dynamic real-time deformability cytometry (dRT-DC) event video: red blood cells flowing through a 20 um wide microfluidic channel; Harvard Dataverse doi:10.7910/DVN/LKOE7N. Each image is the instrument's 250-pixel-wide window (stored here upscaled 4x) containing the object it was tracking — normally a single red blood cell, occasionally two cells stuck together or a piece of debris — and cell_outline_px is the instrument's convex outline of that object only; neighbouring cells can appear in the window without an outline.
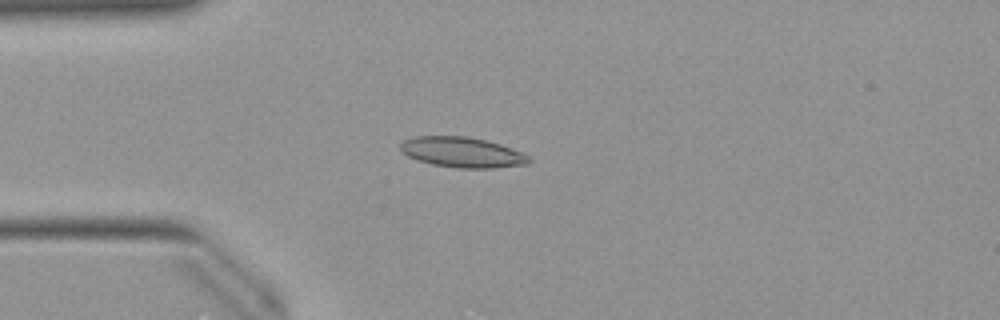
{"species": "Egyptian fruit bat (a non-hibernating species)", "species_latin": "Rousettus aegyptiacus", "temperature_condition": "warm", "stored_images_in_passage": 51, "camera_frame_rate_fps": 3000, "um_per_image_px": 0.085, "animal": {"sex": "female"}, "frame": {"image": 1, "passage_image": 13, "time_ms": 4.0, "image_size_px": [1000, 320], "cell_outline_px": [[532, 160], [528, 164], [492, 168], [456, 168], [432, 164], [416, 160], [408, 156], [400, 148], [400, 144], [404, 140], [416, 136], [464, 136], [484, 140], [500, 144], [520, 152], [528, 156]], "centroid_in_image_um": [39.27, 12.95], "position_along_channel_um": 45.7, "area_um2": 22.54}}
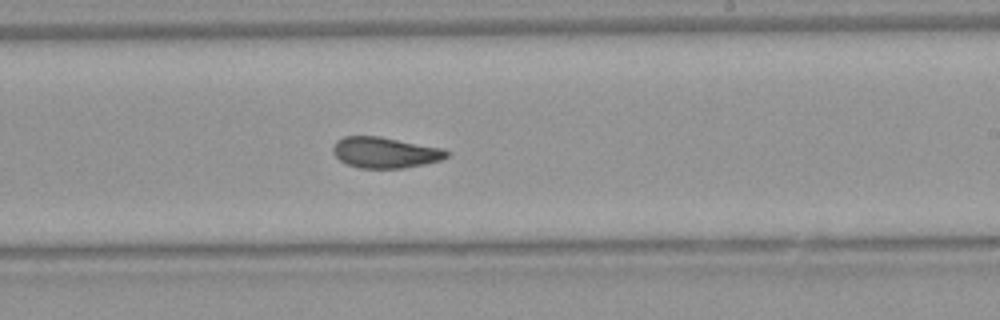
{"frame": {"image": 2, "passage_image": 30, "time_ms": 9.667, "image_size_px": [1000, 320], "cell_outline_px": [[448, 156], [440, 160], [424, 164], [404, 168], [360, 168], [348, 164], [340, 160], [332, 152], [332, 148], [336, 140], [344, 136], [380, 136], [444, 148], [448, 152]], "centroid_in_image_um": [32.72, 12.95], "position_along_channel_um": 256.3, "area_um2": 20.52}}
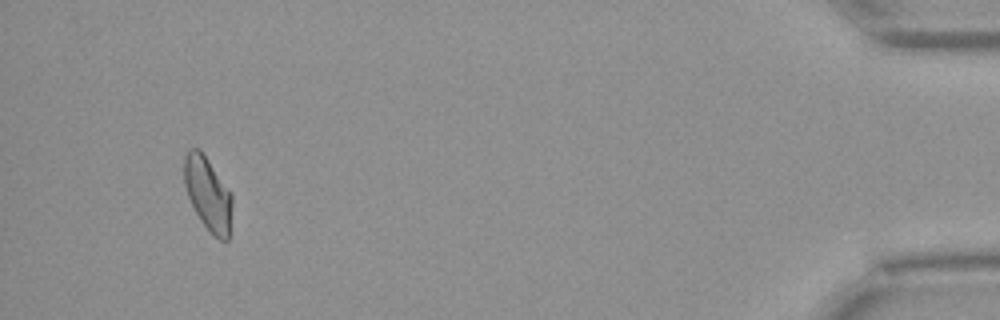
{"frame": {"image": 3, "passage_image": 48, "time_ms": 15.667, "image_size_px": [1000, 320], "cell_outline_px": [[232, 204], [228, 240], [220, 240], [200, 220], [188, 196], [184, 184], [184, 156], [188, 148], [200, 148], [232, 196]], "centroid_in_image_um": [17.64, 16.43], "position_along_channel_um": 417.6, "area_um2": 20.06}, "authors_computed_cell_mechanics": {"area_um2": 21.0392, "velocity_mm_per_s": 3.9809, "shape_relaxation_time_tau1_ms": null, "shape_relaxation_time_tau2_ms": 2.5395, "deformation_change_tau1": null, "deformation_change_tau2": 0.0953}}